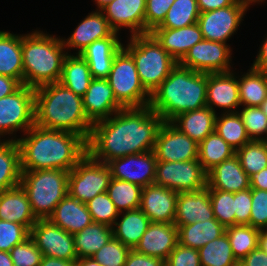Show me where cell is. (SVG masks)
<instances>
[{
  "instance_id": "6da1fadb",
  "label": "cell",
  "mask_w": 267,
  "mask_h": 266,
  "mask_svg": "<svg viewBox=\"0 0 267 266\" xmlns=\"http://www.w3.org/2000/svg\"><path fill=\"white\" fill-rule=\"evenodd\" d=\"M163 122L150 106L123 108L93 124L87 140V154L107 164L115 158L153 151Z\"/></svg>"
},
{
  "instance_id": "7a4b0ae2",
  "label": "cell",
  "mask_w": 267,
  "mask_h": 266,
  "mask_svg": "<svg viewBox=\"0 0 267 266\" xmlns=\"http://www.w3.org/2000/svg\"><path fill=\"white\" fill-rule=\"evenodd\" d=\"M26 137L17 138L21 171L60 169L71 171L87 154V141L73 132L34 125Z\"/></svg>"
},
{
  "instance_id": "3957f363",
  "label": "cell",
  "mask_w": 267,
  "mask_h": 266,
  "mask_svg": "<svg viewBox=\"0 0 267 266\" xmlns=\"http://www.w3.org/2000/svg\"><path fill=\"white\" fill-rule=\"evenodd\" d=\"M35 125L57 131L73 132L88 140L93 124L83 109L82 97L60 82L35 89Z\"/></svg>"
},
{
  "instance_id": "277c9868",
  "label": "cell",
  "mask_w": 267,
  "mask_h": 266,
  "mask_svg": "<svg viewBox=\"0 0 267 266\" xmlns=\"http://www.w3.org/2000/svg\"><path fill=\"white\" fill-rule=\"evenodd\" d=\"M207 73L177 64L151 94L150 107L164 122L206 106Z\"/></svg>"
},
{
  "instance_id": "5b68a950",
  "label": "cell",
  "mask_w": 267,
  "mask_h": 266,
  "mask_svg": "<svg viewBox=\"0 0 267 266\" xmlns=\"http://www.w3.org/2000/svg\"><path fill=\"white\" fill-rule=\"evenodd\" d=\"M64 49L62 39L54 35L41 31L22 35L23 84L36 89L59 82L68 55Z\"/></svg>"
},
{
  "instance_id": "8992f818",
  "label": "cell",
  "mask_w": 267,
  "mask_h": 266,
  "mask_svg": "<svg viewBox=\"0 0 267 266\" xmlns=\"http://www.w3.org/2000/svg\"><path fill=\"white\" fill-rule=\"evenodd\" d=\"M123 48L132 56L141 83L150 94L178 64L151 33L131 36Z\"/></svg>"
},
{
  "instance_id": "52a82bcc",
  "label": "cell",
  "mask_w": 267,
  "mask_h": 266,
  "mask_svg": "<svg viewBox=\"0 0 267 266\" xmlns=\"http://www.w3.org/2000/svg\"><path fill=\"white\" fill-rule=\"evenodd\" d=\"M69 171H22L20 185L25 190L37 219H48L57 204L68 194Z\"/></svg>"
},
{
  "instance_id": "ba28073f",
  "label": "cell",
  "mask_w": 267,
  "mask_h": 266,
  "mask_svg": "<svg viewBox=\"0 0 267 266\" xmlns=\"http://www.w3.org/2000/svg\"><path fill=\"white\" fill-rule=\"evenodd\" d=\"M106 79L114 97L123 108H141L150 105L151 94L142 85L135 62L124 48L115 55Z\"/></svg>"
},
{
  "instance_id": "9c48e42d",
  "label": "cell",
  "mask_w": 267,
  "mask_h": 266,
  "mask_svg": "<svg viewBox=\"0 0 267 266\" xmlns=\"http://www.w3.org/2000/svg\"><path fill=\"white\" fill-rule=\"evenodd\" d=\"M111 178L108 164L95 161L86 154L69 171L68 194L86 203L96 195L107 192Z\"/></svg>"
},
{
  "instance_id": "30bf717a",
  "label": "cell",
  "mask_w": 267,
  "mask_h": 266,
  "mask_svg": "<svg viewBox=\"0 0 267 266\" xmlns=\"http://www.w3.org/2000/svg\"><path fill=\"white\" fill-rule=\"evenodd\" d=\"M35 89L22 84L0 98V136L18 130L27 132L35 125Z\"/></svg>"
},
{
  "instance_id": "8fae6325",
  "label": "cell",
  "mask_w": 267,
  "mask_h": 266,
  "mask_svg": "<svg viewBox=\"0 0 267 266\" xmlns=\"http://www.w3.org/2000/svg\"><path fill=\"white\" fill-rule=\"evenodd\" d=\"M154 184L177 193L195 192L207 187V172L198 159L180 162L157 161Z\"/></svg>"
},
{
  "instance_id": "7c38bea8",
  "label": "cell",
  "mask_w": 267,
  "mask_h": 266,
  "mask_svg": "<svg viewBox=\"0 0 267 266\" xmlns=\"http://www.w3.org/2000/svg\"><path fill=\"white\" fill-rule=\"evenodd\" d=\"M231 51L227 44L203 39L192 46L178 64L207 74L229 72Z\"/></svg>"
},
{
  "instance_id": "4fadbf2b",
  "label": "cell",
  "mask_w": 267,
  "mask_h": 266,
  "mask_svg": "<svg viewBox=\"0 0 267 266\" xmlns=\"http://www.w3.org/2000/svg\"><path fill=\"white\" fill-rule=\"evenodd\" d=\"M30 238L43 256L76 261L73 234L53 224L49 219H38L30 229Z\"/></svg>"
},
{
  "instance_id": "5bb4252c",
  "label": "cell",
  "mask_w": 267,
  "mask_h": 266,
  "mask_svg": "<svg viewBox=\"0 0 267 266\" xmlns=\"http://www.w3.org/2000/svg\"><path fill=\"white\" fill-rule=\"evenodd\" d=\"M198 148L197 142L170 122H163L157 132L153 151L157 161L180 162L198 159Z\"/></svg>"
},
{
  "instance_id": "9a60e30c",
  "label": "cell",
  "mask_w": 267,
  "mask_h": 266,
  "mask_svg": "<svg viewBox=\"0 0 267 266\" xmlns=\"http://www.w3.org/2000/svg\"><path fill=\"white\" fill-rule=\"evenodd\" d=\"M247 7L236 1L233 5L200 13L198 24L203 38L226 44L238 29Z\"/></svg>"
},
{
  "instance_id": "2e32d148",
  "label": "cell",
  "mask_w": 267,
  "mask_h": 266,
  "mask_svg": "<svg viewBox=\"0 0 267 266\" xmlns=\"http://www.w3.org/2000/svg\"><path fill=\"white\" fill-rule=\"evenodd\" d=\"M107 164L114 179L131 182L142 188L154 184L157 164L154 151L115 158Z\"/></svg>"
},
{
  "instance_id": "e0dca14e",
  "label": "cell",
  "mask_w": 267,
  "mask_h": 266,
  "mask_svg": "<svg viewBox=\"0 0 267 266\" xmlns=\"http://www.w3.org/2000/svg\"><path fill=\"white\" fill-rule=\"evenodd\" d=\"M145 10L146 0H113L101 11L115 32L128 27L134 36L145 34Z\"/></svg>"
},
{
  "instance_id": "ac0fdd59",
  "label": "cell",
  "mask_w": 267,
  "mask_h": 266,
  "mask_svg": "<svg viewBox=\"0 0 267 266\" xmlns=\"http://www.w3.org/2000/svg\"><path fill=\"white\" fill-rule=\"evenodd\" d=\"M82 101L85 115L92 124L108 119L113 113L123 109L114 97L107 79L102 78L91 80Z\"/></svg>"
},
{
  "instance_id": "d6986e66",
  "label": "cell",
  "mask_w": 267,
  "mask_h": 266,
  "mask_svg": "<svg viewBox=\"0 0 267 266\" xmlns=\"http://www.w3.org/2000/svg\"><path fill=\"white\" fill-rule=\"evenodd\" d=\"M178 194L163 186L148 185L142 189L139 208L151 222L174 223Z\"/></svg>"
},
{
  "instance_id": "ffe728a7",
  "label": "cell",
  "mask_w": 267,
  "mask_h": 266,
  "mask_svg": "<svg viewBox=\"0 0 267 266\" xmlns=\"http://www.w3.org/2000/svg\"><path fill=\"white\" fill-rule=\"evenodd\" d=\"M236 78L231 71L207 74L206 106L213 111L215 106L227 110L226 113L237 112L234 109L241 103Z\"/></svg>"
},
{
  "instance_id": "44dd1931",
  "label": "cell",
  "mask_w": 267,
  "mask_h": 266,
  "mask_svg": "<svg viewBox=\"0 0 267 266\" xmlns=\"http://www.w3.org/2000/svg\"><path fill=\"white\" fill-rule=\"evenodd\" d=\"M178 244V228L174 223L151 222L134 250L164 261Z\"/></svg>"
},
{
  "instance_id": "7402d4cb",
  "label": "cell",
  "mask_w": 267,
  "mask_h": 266,
  "mask_svg": "<svg viewBox=\"0 0 267 266\" xmlns=\"http://www.w3.org/2000/svg\"><path fill=\"white\" fill-rule=\"evenodd\" d=\"M214 218L208 187L195 192L178 194L174 218V224L177 228Z\"/></svg>"
},
{
  "instance_id": "603a6c76",
  "label": "cell",
  "mask_w": 267,
  "mask_h": 266,
  "mask_svg": "<svg viewBox=\"0 0 267 266\" xmlns=\"http://www.w3.org/2000/svg\"><path fill=\"white\" fill-rule=\"evenodd\" d=\"M207 187L230 193L250 188L249 176L240 165L236 154L207 172Z\"/></svg>"
},
{
  "instance_id": "cb8c5ba5",
  "label": "cell",
  "mask_w": 267,
  "mask_h": 266,
  "mask_svg": "<svg viewBox=\"0 0 267 266\" xmlns=\"http://www.w3.org/2000/svg\"><path fill=\"white\" fill-rule=\"evenodd\" d=\"M117 35L114 32L110 37L94 41L80 53L87 61L93 78L108 77L115 55L123 48Z\"/></svg>"
},
{
  "instance_id": "d4e9b609",
  "label": "cell",
  "mask_w": 267,
  "mask_h": 266,
  "mask_svg": "<svg viewBox=\"0 0 267 266\" xmlns=\"http://www.w3.org/2000/svg\"><path fill=\"white\" fill-rule=\"evenodd\" d=\"M151 34L177 62L204 39L198 22L179 29L155 28Z\"/></svg>"
},
{
  "instance_id": "484cf974",
  "label": "cell",
  "mask_w": 267,
  "mask_h": 266,
  "mask_svg": "<svg viewBox=\"0 0 267 266\" xmlns=\"http://www.w3.org/2000/svg\"><path fill=\"white\" fill-rule=\"evenodd\" d=\"M115 31L100 10L91 12L76 27L71 36L63 40L64 47L76 48L80 54L92 42L110 37Z\"/></svg>"
},
{
  "instance_id": "4316f807",
  "label": "cell",
  "mask_w": 267,
  "mask_h": 266,
  "mask_svg": "<svg viewBox=\"0 0 267 266\" xmlns=\"http://www.w3.org/2000/svg\"><path fill=\"white\" fill-rule=\"evenodd\" d=\"M0 220L19 223L29 231L38 220L21 185L0 192Z\"/></svg>"
},
{
  "instance_id": "83f0119b",
  "label": "cell",
  "mask_w": 267,
  "mask_h": 266,
  "mask_svg": "<svg viewBox=\"0 0 267 266\" xmlns=\"http://www.w3.org/2000/svg\"><path fill=\"white\" fill-rule=\"evenodd\" d=\"M48 219L73 235L93 222L86 203L78 201L69 194L57 204L53 214Z\"/></svg>"
},
{
  "instance_id": "f1b7e54d",
  "label": "cell",
  "mask_w": 267,
  "mask_h": 266,
  "mask_svg": "<svg viewBox=\"0 0 267 266\" xmlns=\"http://www.w3.org/2000/svg\"><path fill=\"white\" fill-rule=\"evenodd\" d=\"M216 111L205 106L201 109L183 112L170 123L198 144L214 132Z\"/></svg>"
},
{
  "instance_id": "f546056e",
  "label": "cell",
  "mask_w": 267,
  "mask_h": 266,
  "mask_svg": "<svg viewBox=\"0 0 267 266\" xmlns=\"http://www.w3.org/2000/svg\"><path fill=\"white\" fill-rule=\"evenodd\" d=\"M0 75L23 84L22 36L0 31Z\"/></svg>"
},
{
  "instance_id": "4dcf8cb0",
  "label": "cell",
  "mask_w": 267,
  "mask_h": 266,
  "mask_svg": "<svg viewBox=\"0 0 267 266\" xmlns=\"http://www.w3.org/2000/svg\"><path fill=\"white\" fill-rule=\"evenodd\" d=\"M226 228L215 218L178 227V243L182 246L199 250L208 242L223 234Z\"/></svg>"
},
{
  "instance_id": "1f68e13d",
  "label": "cell",
  "mask_w": 267,
  "mask_h": 266,
  "mask_svg": "<svg viewBox=\"0 0 267 266\" xmlns=\"http://www.w3.org/2000/svg\"><path fill=\"white\" fill-rule=\"evenodd\" d=\"M122 213L120 221H115L112 227L113 236L123 245L134 249L151 221L140 208Z\"/></svg>"
},
{
  "instance_id": "d6a6232c",
  "label": "cell",
  "mask_w": 267,
  "mask_h": 266,
  "mask_svg": "<svg viewBox=\"0 0 267 266\" xmlns=\"http://www.w3.org/2000/svg\"><path fill=\"white\" fill-rule=\"evenodd\" d=\"M20 149L16 139H0V192L20 185Z\"/></svg>"
},
{
  "instance_id": "836d02e7",
  "label": "cell",
  "mask_w": 267,
  "mask_h": 266,
  "mask_svg": "<svg viewBox=\"0 0 267 266\" xmlns=\"http://www.w3.org/2000/svg\"><path fill=\"white\" fill-rule=\"evenodd\" d=\"M92 79L89 65L80 54H68L65 57L59 81L64 87L82 97Z\"/></svg>"
},
{
  "instance_id": "e575fe53",
  "label": "cell",
  "mask_w": 267,
  "mask_h": 266,
  "mask_svg": "<svg viewBox=\"0 0 267 266\" xmlns=\"http://www.w3.org/2000/svg\"><path fill=\"white\" fill-rule=\"evenodd\" d=\"M113 237L112 227L92 222L73 235L77 258L91 257Z\"/></svg>"
},
{
  "instance_id": "d590c367",
  "label": "cell",
  "mask_w": 267,
  "mask_h": 266,
  "mask_svg": "<svg viewBox=\"0 0 267 266\" xmlns=\"http://www.w3.org/2000/svg\"><path fill=\"white\" fill-rule=\"evenodd\" d=\"M242 76L238 79L241 105L260 107L267 98V83L264 72L251 67L249 72Z\"/></svg>"
},
{
  "instance_id": "8d00e7d4",
  "label": "cell",
  "mask_w": 267,
  "mask_h": 266,
  "mask_svg": "<svg viewBox=\"0 0 267 266\" xmlns=\"http://www.w3.org/2000/svg\"><path fill=\"white\" fill-rule=\"evenodd\" d=\"M235 154L236 150L214 131L199 143L198 161L203 169L209 172L216 165Z\"/></svg>"
},
{
  "instance_id": "74e56055",
  "label": "cell",
  "mask_w": 267,
  "mask_h": 266,
  "mask_svg": "<svg viewBox=\"0 0 267 266\" xmlns=\"http://www.w3.org/2000/svg\"><path fill=\"white\" fill-rule=\"evenodd\" d=\"M216 115L214 131L232 148L238 150L251 141L238 112Z\"/></svg>"
},
{
  "instance_id": "f35d334b",
  "label": "cell",
  "mask_w": 267,
  "mask_h": 266,
  "mask_svg": "<svg viewBox=\"0 0 267 266\" xmlns=\"http://www.w3.org/2000/svg\"><path fill=\"white\" fill-rule=\"evenodd\" d=\"M142 189L134 183L111 178L107 194L121 215L122 212L140 207Z\"/></svg>"
},
{
  "instance_id": "ab89813d",
  "label": "cell",
  "mask_w": 267,
  "mask_h": 266,
  "mask_svg": "<svg viewBox=\"0 0 267 266\" xmlns=\"http://www.w3.org/2000/svg\"><path fill=\"white\" fill-rule=\"evenodd\" d=\"M198 252L201 266H236L238 263L226 233L208 242Z\"/></svg>"
},
{
  "instance_id": "60d3db41",
  "label": "cell",
  "mask_w": 267,
  "mask_h": 266,
  "mask_svg": "<svg viewBox=\"0 0 267 266\" xmlns=\"http://www.w3.org/2000/svg\"><path fill=\"white\" fill-rule=\"evenodd\" d=\"M260 230L251 225H233L226 228L232 252L238 262L258 247Z\"/></svg>"
},
{
  "instance_id": "b9f144b4",
  "label": "cell",
  "mask_w": 267,
  "mask_h": 266,
  "mask_svg": "<svg viewBox=\"0 0 267 266\" xmlns=\"http://www.w3.org/2000/svg\"><path fill=\"white\" fill-rule=\"evenodd\" d=\"M199 15L197 0H175L163 22L156 28H184L198 22Z\"/></svg>"
},
{
  "instance_id": "7bdbcfd3",
  "label": "cell",
  "mask_w": 267,
  "mask_h": 266,
  "mask_svg": "<svg viewBox=\"0 0 267 266\" xmlns=\"http://www.w3.org/2000/svg\"><path fill=\"white\" fill-rule=\"evenodd\" d=\"M240 165L248 176L267 168V141L251 140L236 150Z\"/></svg>"
},
{
  "instance_id": "ee69618b",
  "label": "cell",
  "mask_w": 267,
  "mask_h": 266,
  "mask_svg": "<svg viewBox=\"0 0 267 266\" xmlns=\"http://www.w3.org/2000/svg\"><path fill=\"white\" fill-rule=\"evenodd\" d=\"M215 219L225 228L235 225V193L209 189Z\"/></svg>"
},
{
  "instance_id": "f6af8a7d",
  "label": "cell",
  "mask_w": 267,
  "mask_h": 266,
  "mask_svg": "<svg viewBox=\"0 0 267 266\" xmlns=\"http://www.w3.org/2000/svg\"><path fill=\"white\" fill-rule=\"evenodd\" d=\"M86 205L93 222L113 227L115 221L120 216L107 192L96 195L93 199L86 202Z\"/></svg>"
},
{
  "instance_id": "bcb514c9",
  "label": "cell",
  "mask_w": 267,
  "mask_h": 266,
  "mask_svg": "<svg viewBox=\"0 0 267 266\" xmlns=\"http://www.w3.org/2000/svg\"><path fill=\"white\" fill-rule=\"evenodd\" d=\"M251 140L267 141V115L260 107H244L237 111ZM266 134V136H261Z\"/></svg>"
},
{
  "instance_id": "7dc6e473",
  "label": "cell",
  "mask_w": 267,
  "mask_h": 266,
  "mask_svg": "<svg viewBox=\"0 0 267 266\" xmlns=\"http://www.w3.org/2000/svg\"><path fill=\"white\" fill-rule=\"evenodd\" d=\"M131 248L114 237L91 257L102 266H124Z\"/></svg>"
},
{
  "instance_id": "c3c4849f",
  "label": "cell",
  "mask_w": 267,
  "mask_h": 266,
  "mask_svg": "<svg viewBox=\"0 0 267 266\" xmlns=\"http://www.w3.org/2000/svg\"><path fill=\"white\" fill-rule=\"evenodd\" d=\"M30 237V231L19 223L0 220V251L10 252Z\"/></svg>"
},
{
  "instance_id": "681fc988",
  "label": "cell",
  "mask_w": 267,
  "mask_h": 266,
  "mask_svg": "<svg viewBox=\"0 0 267 266\" xmlns=\"http://www.w3.org/2000/svg\"><path fill=\"white\" fill-rule=\"evenodd\" d=\"M9 253L14 266H39L43 256L30 237L15 245Z\"/></svg>"
},
{
  "instance_id": "f907efd6",
  "label": "cell",
  "mask_w": 267,
  "mask_h": 266,
  "mask_svg": "<svg viewBox=\"0 0 267 266\" xmlns=\"http://www.w3.org/2000/svg\"><path fill=\"white\" fill-rule=\"evenodd\" d=\"M175 0H146L145 34L158 27Z\"/></svg>"
},
{
  "instance_id": "816d5d0a",
  "label": "cell",
  "mask_w": 267,
  "mask_h": 266,
  "mask_svg": "<svg viewBox=\"0 0 267 266\" xmlns=\"http://www.w3.org/2000/svg\"><path fill=\"white\" fill-rule=\"evenodd\" d=\"M249 225L267 229V190L252 189V208Z\"/></svg>"
},
{
  "instance_id": "f5cc1de1",
  "label": "cell",
  "mask_w": 267,
  "mask_h": 266,
  "mask_svg": "<svg viewBox=\"0 0 267 266\" xmlns=\"http://www.w3.org/2000/svg\"><path fill=\"white\" fill-rule=\"evenodd\" d=\"M165 266H201L199 252L178 243L166 259Z\"/></svg>"
},
{
  "instance_id": "db71d44e",
  "label": "cell",
  "mask_w": 267,
  "mask_h": 266,
  "mask_svg": "<svg viewBox=\"0 0 267 266\" xmlns=\"http://www.w3.org/2000/svg\"><path fill=\"white\" fill-rule=\"evenodd\" d=\"M252 189L235 192V225H249Z\"/></svg>"
},
{
  "instance_id": "11a10c76",
  "label": "cell",
  "mask_w": 267,
  "mask_h": 266,
  "mask_svg": "<svg viewBox=\"0 0 267 266\" xmlns=\"http://www.w3.org/2000/svg\"><path fill=\"white\" fill-rule=\"evenodd\" d=\"M124 266H165V261L131 249Z\"/></svg>"
},
{
  "instance_id": "9f6ffc18",
  "label": "cell",
  "mask_w": 267,
  "mask_h": 266,
  "mask_svg": "<svg viewBox=\"0 0 267 266\" xmlns=\"http://www.w3.org/2000/svg\"><path fill=\"white\" fill-rule=\"evenodd\" d=\"M244 266H267V254L257 247L240 261Z\"/></svg>"
},
{
  "instance_id": "6f0895ef",
  "label": "cell",
  "mask_w": 267,
  "mask_h": 266,
  "mask_svg": "<svg viewBox=\"0 0 267 266\" xmlns=\"http://www.w3.org/2000/svg\"><path fill=\"white\" fill-rule=\"evenodd\" d=\"M200 13L233 5L236 0H197Z\"/></svg>"
},
{
  "instance_id": "680465c9",
  "label": "cell",
  "mask_w": 267,
  "mask_h": 266,
  "mask_svg": "<svg viewBox=\"0 0 267 266\" xmlns=\"http://www.w3.org/2000/svg\"><path fill=\"white\" fill-rule=\"evenodd\" d=\"M21 85L17 79L0 75V98L15 92Z\"/></svg>"
},
{
  "instance_id": "91938a15",
  "label": "cell",
  "mask_w": 267,
  "mask_h": 266,
  "mask_svg": "<svg viewBox=\"0 0 267 266\" xmlns=\"http://www.w3.org/2000/svg\"><path fill=\"white\" fill-rule=\"evenodd\" d=\"M251 189L267 190V168L249 176Z\"/></svg>"
},
{
  "instance_id": "94428289",
  "label": "cell",
  "mask_w": 267,
  "mask_h": 266,
  "mask_svg": "<svg viewBox=\"0 0 267 266\" xmlns=\"http://www.w3.org/2000/svg\"><path fill=\"white\" fill-rule=\"evenodd\" d=\"M252 67L259 71H267V38L260 47L256 60L252 64Z\"/></svg>"
},
{
  "instance_id": "6125c7cd",
  "label": "cell",
  "mask_w": 267,
  "mask_h": 266,
  "mask_svg": "<svg viewBox=\"0 0 267 266\" xmlns=\"http://www.w3.org/2000/svg\"><path fill=\"white\" fill-rule=\"evenodd\" d=\"M75 261H68L54 257L42 256L39 266H74Z\"/></svg>"
},
{
  "instance_id": "be15d7a7",
  "label": "cell",
  "mask_w": 267,
  "mask_h": 266,
  "mask_svg": "<svg viewBox=\"0 0 267 266\" xmlns=\"http://www.w3.org/2000/svg\"><path fill=\"white\" fill-rule=\"evenodd\" d=\"M75 266H102L95 261L92 257H83L75 261Z\"/></svg>"
},
{
  "instance_id": "e7e4bbea",
  "label": "cell",
  "mask_w": 267,
  "mask_h": 266,
  "mask_svg": "<svg viewBox=\"0 0 267 266\" xmlns=\"http://www.w3.org/2000/svg\"><path fill=\"white\" fill-rule=\"evenodd\" d=\"M258 247L267 254V229H262L259 232Z\"/></svg>"
},
{
  "instance_id": "03108f58",
  "label": "cell",
  "mask_w": 267,
  "mask_h": 266,
  "mask_svg": "<svg viewBox=\"0 0 267 266\" xmlns=\"http://www.w3.org/2000/svg\"><path fill=\"white\" fill-rule=\"evenodd\" d=\"M0 266H14L9 252L0 251Z\"/></svg>"
},
{
  "instance_id": "003e7915",
  "label": "cell",
  "mask_w": 267,
  "mask_h": 266,
  "mask_svg": "<svg viewBox=\"0 0 267 266\" xmlns=\"http://www.w3.org/2000/svg\"><path fill=\"white\" fill-rule=\"evenodd\" d=\"M112 1L113 0H95L100 11Z\"/></svg>"
},
{
  "instance_id": "a7ac6f4b",
  "label": "cell",
  "mask_w": 267,
  "mask_h": 266,
  "mask_svg": "<svg viewBox=\"0 0 267 266\" xmlns=\"http://www.w3.org/2000/svg\"><path fill=\"white\" fill-rule=\"evenodd\" d=\"M238 1L240 4L245 5L247 8H249V6L251 5V3H255V2H263L264 0H236Z\"/></svg>"
},
{
  "instance_id": "89a4df30",
  "label": "cell",
  "mask_w": 267,
  "mask_h": 266,
  "mask_svg": "<svg viewBox=\"0 0 267 266\" xmlns=\"http://www.w3.org/2000/svg\"><path fill=\"white\" fill-rule=\"evenodd\" d=\"M260 108L267 115V98L263 101V103L261 104Z\"/></svg>"
},
{
  "instance_id": "2644e50d",
  "label": "cell",
  "mask_w": 267,
  "mask_h": 266,
  "mask_svg": "<svg viewBox=\"0 0 267 266\" xmlns=\"http://www.w3.org/2000/svg\"><path fill=\"white\" fill-rule=\"evenodd\" d=\"M236 266H244L241 262H238Z\"/></svg>"
},
{
  "instance_id": "8c879c8a",
  "label": "cell",
  "mask_w": 267,
  "mask_h": 266,
  "mask_svg": "<svg viewBox=\"0 0 267 266\" xmlns=\"http://www.w3.org/2000/svg\"><path fill=\"white\" fill-rule=\"evenodd\" d=\"M265 77H266V83H267V71L264 72Z\"/></svg>"
}]
</instances>
